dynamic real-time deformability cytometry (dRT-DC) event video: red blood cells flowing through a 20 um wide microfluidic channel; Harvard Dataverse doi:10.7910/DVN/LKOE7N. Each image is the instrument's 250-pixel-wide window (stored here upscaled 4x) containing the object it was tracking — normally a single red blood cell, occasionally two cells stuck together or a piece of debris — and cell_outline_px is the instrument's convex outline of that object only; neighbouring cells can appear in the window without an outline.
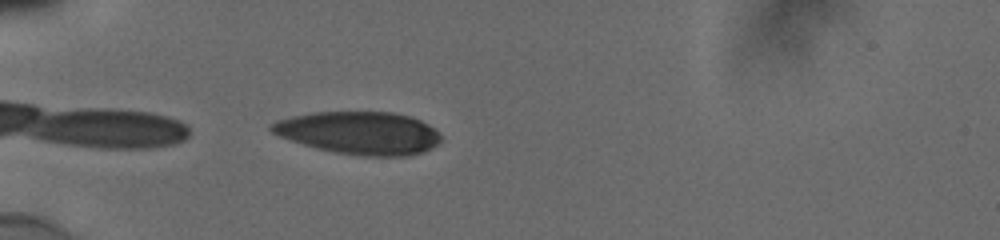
{"species": "human", "species_latin": "Homo sapiens", "temperature_condition": "cold", "stored_images_in_passage": 25, "camera_frame_rate_fps": 3000, "um_per_image_px": 0.085, "donor": {"sex": "male"}, "frame": {"image": 1, "passage_image": 1, "time_ms": 0.0, "image_size_px": [1000, 240], "cell_outline_px": [[440, 140], [432, 148], [408, 156], [364, 156], [336, 152], [316, 148], [280, 136], [272, 132], [268, 128], [268, 124], [276, 120], [292, 116], [312, 112], [392, 112], [408, 116], [420, 120], [432, 128], [440, 136]], "centroid_in_image_um": [30.49, 11.29], "position_along_channel_um": 54.5, "area_um2": 41.85}}
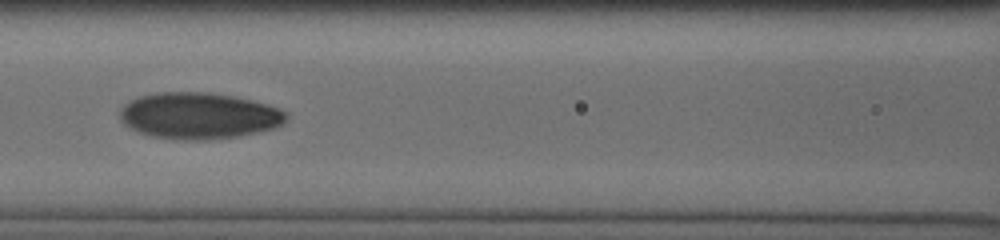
{"frame": {"image": 2, "passage_image": 10, "time_ms": 3.0, "image_size_px": [1000, 240], "cell_outline_px": [[288, 120], [284, 124], [276, 128], [260, 132], [236, 136], [208, 140], [180, 140], [152, 136], [140, 132], [124, 124], [120, 116], [120, 108], [124, 104], [140, 96], [160, 92], [212, 92], [252, 100], [268, 104], [280, 108], [288, 112]], "centroid_in_image_um": [16.97, 9.84], "position_along_channel_um": 149.6, "area_um2": 45.26}}
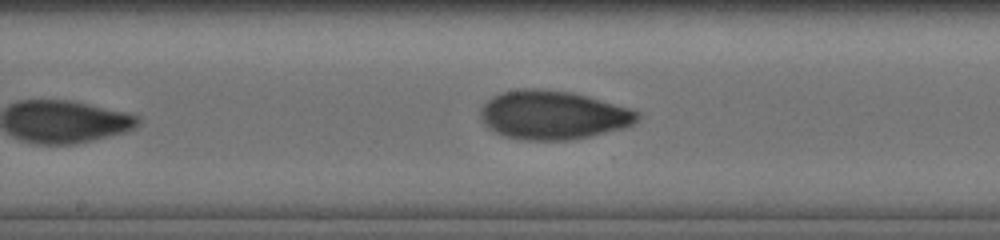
{"frame": {"image": 3, "passage_image": 14, "time_ms": 4.333, "image_size_px": [1000, 240], "cell_outline_px": [[640, 116], [632, 124], [624, 128], [588, 136], [568, 140], [524, 140], [504, 136], [488, 128], [480, 120], [480, 108], [492, 96], [500, 92], [520, 88], [540, 88], [572, 92], [588, 96], [628, 108], [640, 112]], "centroid_in_image_um": [46.95, 9.76], "position_along_channel_um": 201.2, "area_um2": 44.68}}